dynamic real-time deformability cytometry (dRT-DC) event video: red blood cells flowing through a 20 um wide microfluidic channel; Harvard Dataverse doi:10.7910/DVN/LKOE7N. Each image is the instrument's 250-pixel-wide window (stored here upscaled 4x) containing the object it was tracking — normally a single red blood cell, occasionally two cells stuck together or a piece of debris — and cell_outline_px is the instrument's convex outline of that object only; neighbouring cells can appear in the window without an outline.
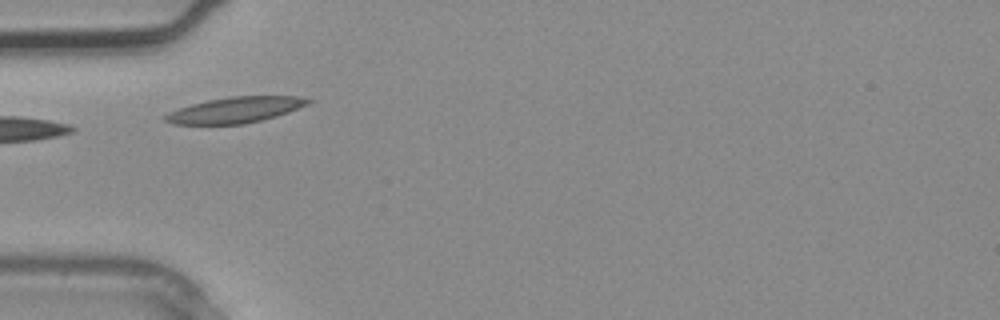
{"species": "common noctule bat (a hibernating species)", "species_latin": "Nyctalus noctula", "temperature_condition": "warm", "stored_images_in_passage": 2, "camera_frame_rate_fps": 3000, "um_per_image_px": 0.085, "animal": {"sex": "male", "body_mass_g": 20.4}, "frame": {"image": 1, "passage_image": 2, "time_ms": 0.333, "image_size_px": [1000, 320], "cell_outline_px": [[312, 100], [308, 104], [288, 112], [276, 116], [244, 124], [172, 124], [164, 120], [164, 116], [168, 112], [192, 104], [208, 100], [232, 96], [296, 96]], "centroid_in_image_um": [19.98, 9.34], "position_along_channel_um": 65.0, "area_um2": 21.21}}